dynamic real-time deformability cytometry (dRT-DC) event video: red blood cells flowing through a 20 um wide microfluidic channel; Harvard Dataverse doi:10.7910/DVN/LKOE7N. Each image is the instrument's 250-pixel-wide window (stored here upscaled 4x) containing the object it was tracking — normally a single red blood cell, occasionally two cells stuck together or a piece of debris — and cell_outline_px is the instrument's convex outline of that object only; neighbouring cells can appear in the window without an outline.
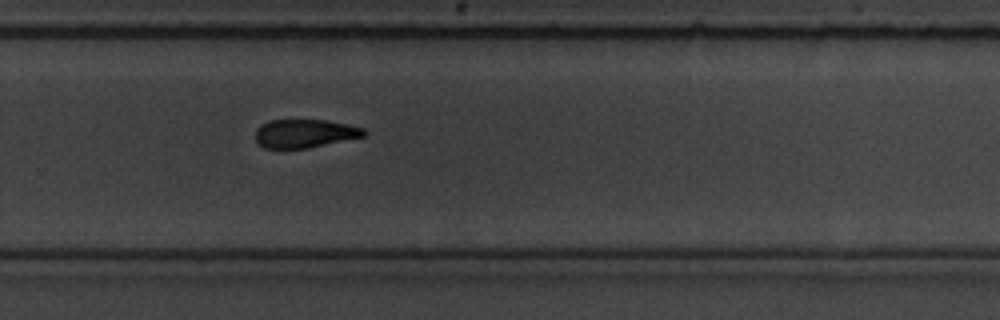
{"species": "common noctule bat (a hibernating species)", "species_latin": "Nyctalus noctula", "temperature_condition": "room temperature", "stored_images_in_passage": 11, "camera_frame_rate_fps": 3000, "um_per_image_px": 0.085, "animal": {"sex": "male", "body_mass_g": 19.5, "forearm_length_mm": 54.6}, "frame": {"image": 1, "passage_image": 11, "time_ms": 12.0, "image_size_px": [1000, 320], "cell_outline_px": [[368, 132], [364, 136], [308, 148], [264, 148], [256, 144], [256, 128], [260, 124], [268, 120], [328, 120], [348, 124], [364, 128]], "centroid_in_image_um": [25.88, 11.34], "position_along_channel_um": 303.9, "area_um2": 18.15}}